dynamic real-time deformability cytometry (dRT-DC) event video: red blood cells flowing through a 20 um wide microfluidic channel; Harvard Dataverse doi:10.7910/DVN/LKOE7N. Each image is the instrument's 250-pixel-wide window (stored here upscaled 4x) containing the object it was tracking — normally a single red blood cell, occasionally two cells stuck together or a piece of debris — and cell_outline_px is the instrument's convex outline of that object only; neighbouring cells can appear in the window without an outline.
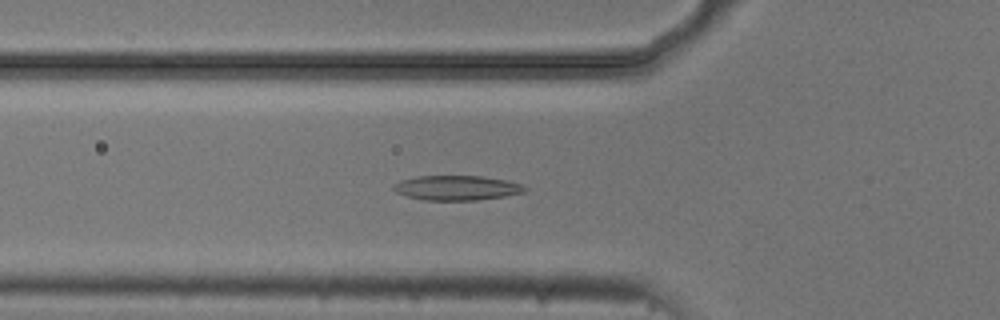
{"species": "common noctule bat (a hibernating species)", "species_latin": "Nyctalus noctula", "temperature_condition": "cold", "stored_images_in_passage": 46, "camera_frame_rate_fps": 3000, "um_per_image_px": 0.085, "animal": {"sex": "male", "body_mass_g": 20.5, "forearm_length_mm": 52.5}, "frame": {"image": 1, "passage_image": 11, "time_ms": 3.333, "image_size_px": [1000, 320], "cell_outline_px": [[528, 188], [524, 192], [504, 196], [476, 200], [424, 200], [408, 196], [396, 192], [392, 188], [400, 180], [416, 176], [480, 176], [508, 180], [524, 184]], "centroid_in_image_um": [38.87, 15.96], "position_along_channel_um": 86.9, "area_um2": 18.9}}
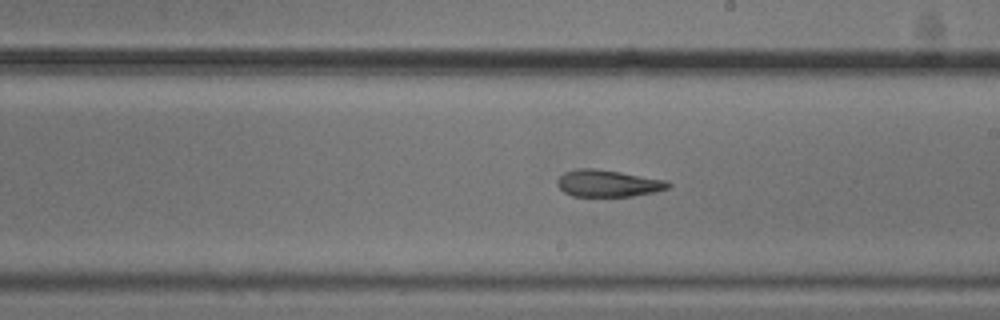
{"frame": {"image": 2, "passage_image": 23, "time_ms": 7.333, "image_size_px": [1000, 320], "cell_outline_px": [[672, 184], [668, 188], [656, 192], [632, 196], [572, 196], [564, 192], [556, 184], [556, 180], [564, 172], [580, 168], [592, 168], [620, 172], [664, 180]], "centroid_in_image_um": [51.65, 15.59], "position_along_channel_um": 237.4, "area_um2": 17.28}}
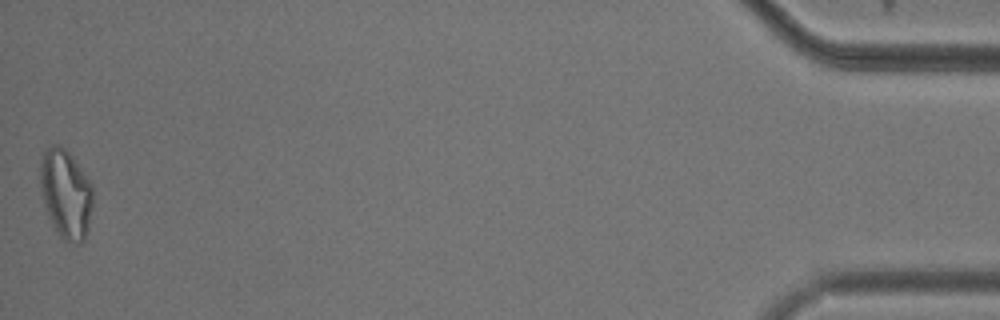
{"frame": {"image": 3, "passage_image": 46, "time_ms": 15.0, "image_size_px": [1000, 320], "cell_outline_px": [[92, 204], [88, 228], [84, 240], [80, 244], [76, 244], [64, 240], [60, 236], [48, 216], [44, 204], [40, 180], [40, 164], [44, 152], [52, 144], [60, 144], [72, 156], [92, 184]], "centroid_in_image_um": [5.6, 16.48], "position_along_channel_um": 429.6, "area_um2": 27.11}, "authors_computed_cell_mechanics": {"area_um2": 19.0162, "velocity_mm_per_s": 3.7367, "shape_relaxation_time_tau1_ms": null, "shape_relaxation_time_tau2_ms": 6.0217, "deformation_change_tau1": null, "deformation_change_tau2": 0.1631}}